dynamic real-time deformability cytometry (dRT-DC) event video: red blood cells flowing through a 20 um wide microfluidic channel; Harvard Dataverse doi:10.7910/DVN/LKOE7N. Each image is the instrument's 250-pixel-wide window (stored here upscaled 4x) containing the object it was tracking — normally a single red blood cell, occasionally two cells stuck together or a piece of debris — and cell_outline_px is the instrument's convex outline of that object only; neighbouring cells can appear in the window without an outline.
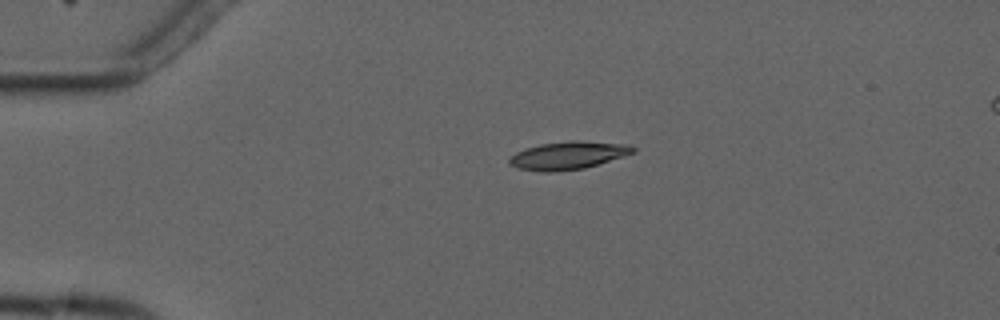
{"species": "common noctule bat (a hibernating species)", "species_latin": "Nyctalus noctula", "temperature_condition": "cold", "stored_images_in_passage": 6, "camera_frame_rate_fps": 3000, "um_per_image_px": 0.085, "animal": {"sex": "male", "forearm_length_mm": 52.5}, "frame": {"image": 1, "passage_image": 4, "time_ms": 3.667, "image_size_px": [1000, 320], "cell_outline_px": [[636, 152], [624, 156], [584, 168], [552, 172], [540, 172], [516, 168], [508, 164], [508, 160], [516, 152], [540, 144], [572, 140], [580, 140], [628, 144], [636, 148]], "centroid_in_image_um": [48.29, 13.21], "position_along_channel_um": 36.7, "area_um2": 20.17}}